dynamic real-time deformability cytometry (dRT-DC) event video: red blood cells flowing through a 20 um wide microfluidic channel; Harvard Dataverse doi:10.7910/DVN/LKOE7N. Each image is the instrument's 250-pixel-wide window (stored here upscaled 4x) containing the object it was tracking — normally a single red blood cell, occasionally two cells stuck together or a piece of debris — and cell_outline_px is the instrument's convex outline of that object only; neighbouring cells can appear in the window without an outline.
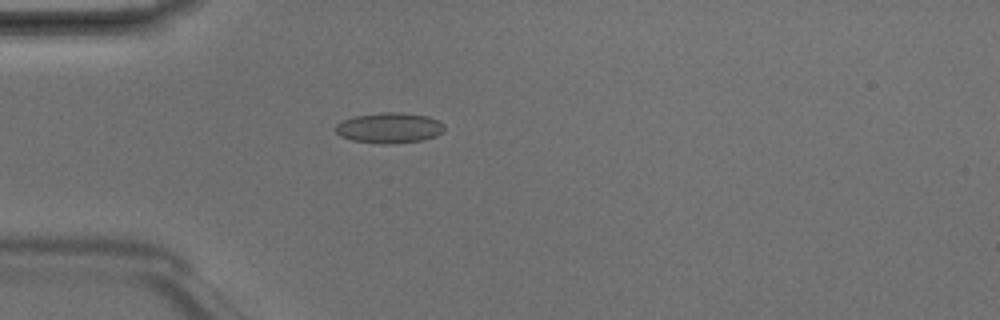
{"species": "Egyptian fruit bat (a non-hibernating species)", "species_latin": "Rousettus aegyptiacus", "temperature_condition": "room temperature", "stored_images_in_passage": 1, "camera_frame_rate_fps": 3000, "um_per_image_px": 0.085, "animal": {"sex": "male"}, "frame": {"image": 1, "passage_image": 1, "time_ms": 0.0, "image_size_px": [1000, 320], "cell_outline_px": [[444, 132], [436, 136], [420, 140], [388, 144], [380, 144], [352, 140], [340, 136], [336, 132], [336, 124], [352, 116], [384, 112], [396, 112], [428, 116], [444, 124]], "centroid_in_image_um": [33.08, 10.87], "position_along_channel_um": 51.9, "area_um2": 19.25}}